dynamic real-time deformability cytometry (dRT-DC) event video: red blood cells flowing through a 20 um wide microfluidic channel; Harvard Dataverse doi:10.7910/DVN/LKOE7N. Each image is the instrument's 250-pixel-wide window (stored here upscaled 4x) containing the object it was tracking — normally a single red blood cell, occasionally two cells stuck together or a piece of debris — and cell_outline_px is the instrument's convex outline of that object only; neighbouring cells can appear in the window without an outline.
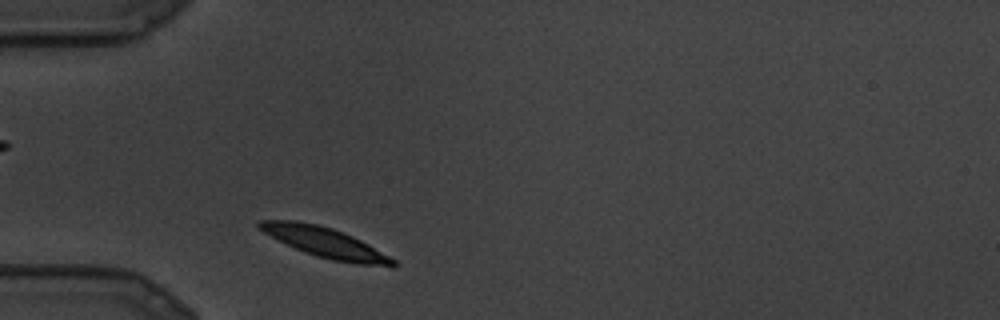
{"species": "common noctule bat (a hibernating species)", "species_latin": "Nyctalus noctula", "temperature_condition": "cold", "stored_images_in_passage": 7, "camera_frame_rate_fps": 3000, "um_per_image_px": 0.085, "animal": {"sex": "male", "body_mass_g": 19.5, "forearm_length_mm": 54.6}, "frame": {"image": 1, "passage_image": 1, "time_ms": 0.0, "image_size_px": [1000, 320], "cell_outline_px": [[400, 264], [396, 268], [392, 268], [356, 264], [332, 260], [316, 256], [304, 252], [256, 228], [256, 220], [296, 220], [316, 224], [332, 228], [344, 232], [368, 244], [396, 260]], "centroid_in_image_um": [27.71, 20.63], "position_along_channel_um": 57.3, "area_um2": 23.58}}
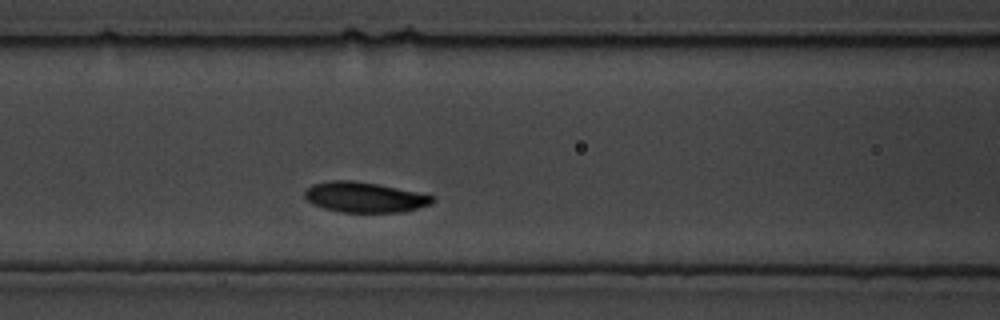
{"frame": {"image": 2, "passage_image": 5, "time_ms": 1.333, "image_size_px": [1000, 320], "cell_outline_px": [[436, 200], [432, 204], [400, 212], [340, 212], [324, 208], [312, 204], [304, 196], [304, 192], [312, 184], [332, 180], [352, 180], [376, 184], [436, 196]], "centroid_in_image_um": [30.98, 16.76], "position_along_channel_um": 135.6, "area_um2": 22.43}}
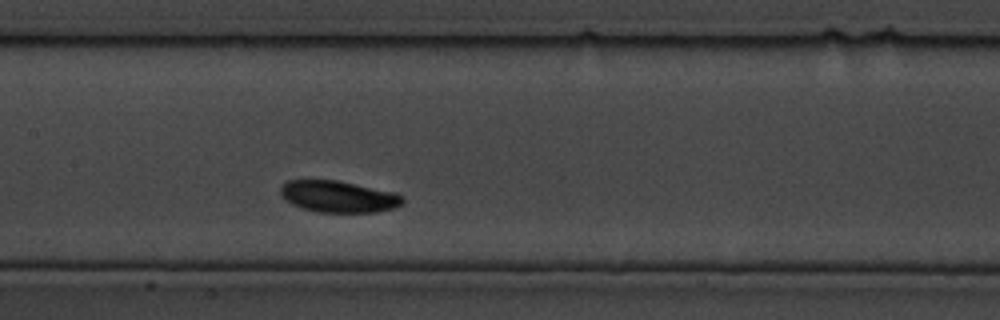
{"frame": {"image": 3, "passage_image": 7, "time_ms": 2.0, "image_size_px": [1000, 320], "cell_outline_px": [[404, 204], [396, 208], [376, 212], [316, 212], [292, 204], [284, 200], [280, 196], [280, 188], [288, 180], [336, 180], [396, 192], [404, 196]], "centroid_in_image_um": [28.8, 16.71], "position_along_channel_um": 178.6, "area_um2": 22.72}}